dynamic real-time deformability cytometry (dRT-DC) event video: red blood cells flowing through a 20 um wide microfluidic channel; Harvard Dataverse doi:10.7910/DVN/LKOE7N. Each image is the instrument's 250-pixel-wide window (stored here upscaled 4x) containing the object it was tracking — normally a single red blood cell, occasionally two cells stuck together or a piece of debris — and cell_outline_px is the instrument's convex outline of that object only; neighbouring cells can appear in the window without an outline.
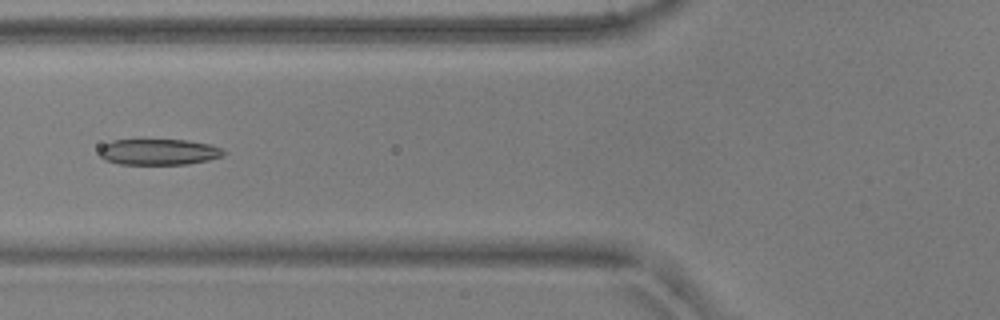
{"species": "common noctule bat (a hibernating species)", "species_latin": "Nyctalus noctula", "temperature_condition": "warm", "stored_images_in_passage": 20, "camera_frame_rate_fps": 3000, "um_per_image_px": 0.085, "animal": {"sex": "male", "body_mass_g": 17.9, "forearm_length_mm": 54.2}, "frame": {"image": 1, "passage_image": 9, "time_ms": 2.667, "image_size_px": [1000, 320], "cell_outline_px": [[224, 156], [208, 160], [188, 164], [120, 164], [104, 160], [100, 156], [100, 148], [104, 144], [112, 140], [140, 136], [188, 140], [208, 144], [224, 148]], "centroid_in_image_um": [13.44, 12.85], "position_along_channel_um": 112.4, "area_um2": 19.94}}
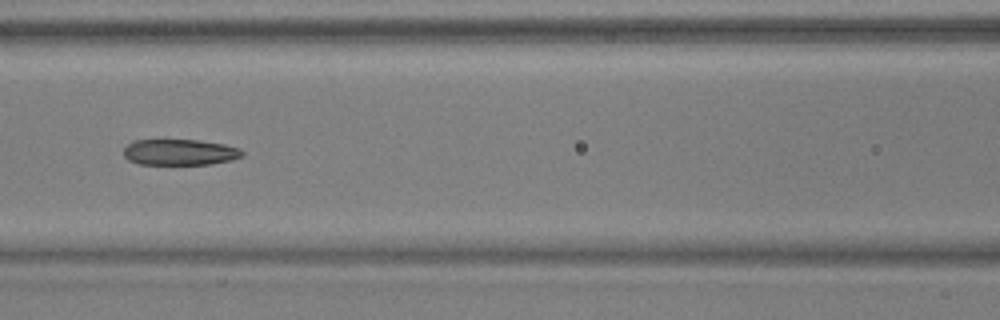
{"frame": {"image": 2, "passage_image": 12, "time_ms": 3.667, "image_size_px": [1000, 320], "cell_outline_px": [[244, 156], [232, 160], [212, 164], [140, 164], [128, 160], [124, 156], [124, 148], [132, 140], [196, 140], [224, 144], [240, 148], [244, 152]], "centroid_in_image_um": [15.3, 12.94], "position_along_channel_um": 151.3, "area_um2": 18.03}}
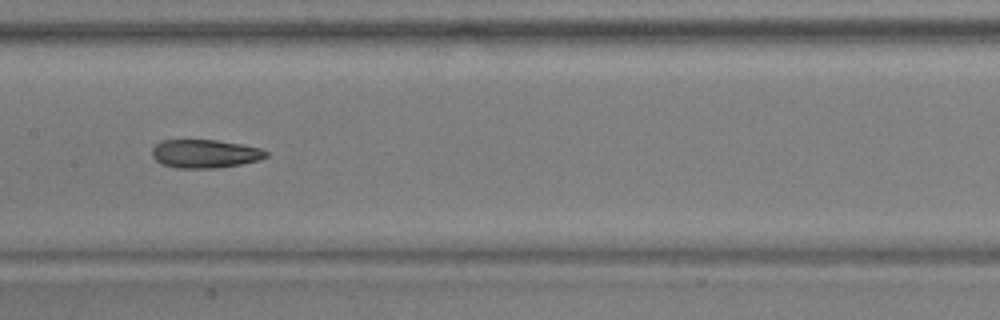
{"frame": {"image": 3, "passage_image": 15, "time_ms": 4.667, "image_size_px": [1000, 320], "cell_outline_px": [[268, 156], [260, 160], [240, 164], [216, 168], [176, 168], [160, 164], [152, 156], [152, 148], [160, 140], [216, 140], [240, 144], [260, 148], [268, 152]], "centroid_in_image_um": [17.4, 13.07], "position_along_channel_um": 190.0, "area_um2": 18.96}}